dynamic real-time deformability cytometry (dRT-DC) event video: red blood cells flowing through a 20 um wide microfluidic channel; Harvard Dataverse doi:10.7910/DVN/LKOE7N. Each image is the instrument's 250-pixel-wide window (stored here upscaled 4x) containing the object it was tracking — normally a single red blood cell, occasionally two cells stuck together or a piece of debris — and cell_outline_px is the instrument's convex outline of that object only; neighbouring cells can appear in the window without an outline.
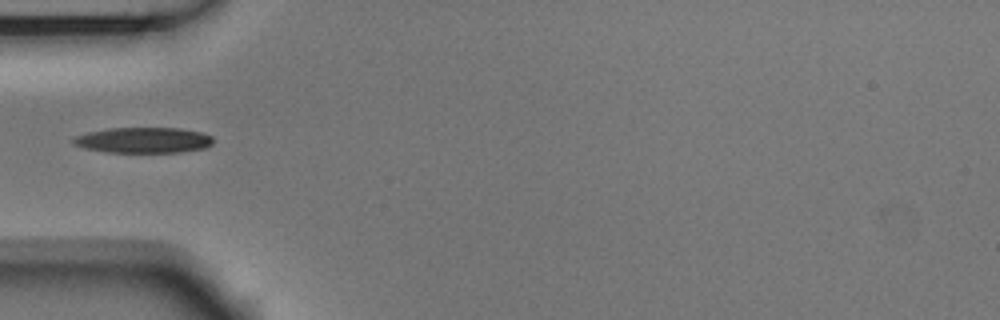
{"species": "Egyptian fruit bat (a non-hibernating species)", "species_latin": "Rousettus aegyptiacus", "temperature_condition": "room temperature", "stored_images_in_passage": 16, "camera_frame_rate_fps": 3000, "um_per_image_px": 0.085, "animal": {"sex": "male"}, "frame": {"image": 1, "passage_image": 1, "time_ms": 0.0, "image_size_px": [1000, 320], "cell_outline_px": [[212, 144], [204, 148], [180, 152], [108, 152], [84, 148], [72, 144], [72, 136], [88, 132], [108, 128], [180, 128], [204, 132], [212, 136]], "centroid_in_image_um": [12.17, 11.9], "position_along_channel_um": 72.8, "area_um2": 21.04}}
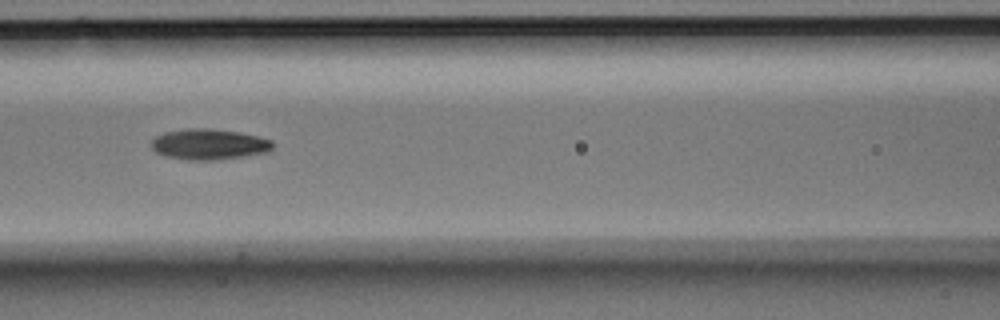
{"frame": {"image": 2, "passage_image": 7, "time_ms": 2.0, "image_size_px": [1000, 320], "cell_outline_px": [[272, 148], [264, 152], [244, 156], [212, 160], [188, 160], [164, 156], [156, 152], [152, 148], [152, 140], [156, 136], [164, 132], [184, 128], [212, 128], [240, 132], [272, 140]], "centroid_in_image_um": [17.71, 12.25], "position_along_channel_um": 148.9, "area_um2": 21.68}}
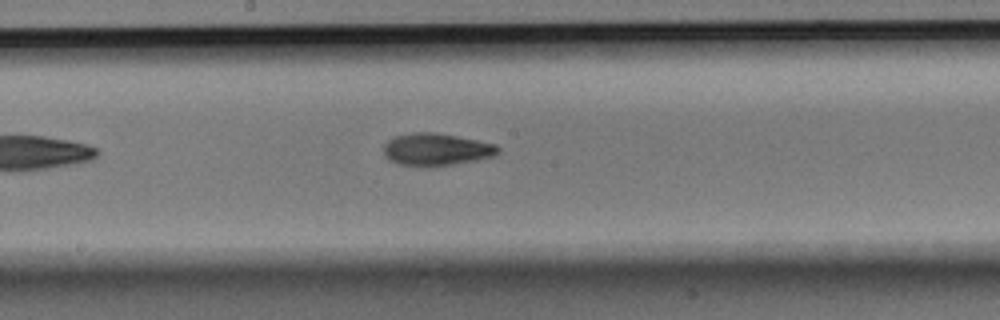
{"frame": {"image": 3, "passage_image": 12, "time_ms": 3.667, "image_size_px": [1000, 320], "cell_outline_px": [[500, 152], [492, 156], [476, 160], [432, 168], [400, 164], [388, 160], [384, 156], [384, 144], [388, 140], [396, 136], [412, 132], [432, 132], [456, 136], [496, 144], [500, 148]], "centroid_in_image_um": [37.06, 12.72], "position_along_channel_um": 211.1, "area_um2": 21.73}}